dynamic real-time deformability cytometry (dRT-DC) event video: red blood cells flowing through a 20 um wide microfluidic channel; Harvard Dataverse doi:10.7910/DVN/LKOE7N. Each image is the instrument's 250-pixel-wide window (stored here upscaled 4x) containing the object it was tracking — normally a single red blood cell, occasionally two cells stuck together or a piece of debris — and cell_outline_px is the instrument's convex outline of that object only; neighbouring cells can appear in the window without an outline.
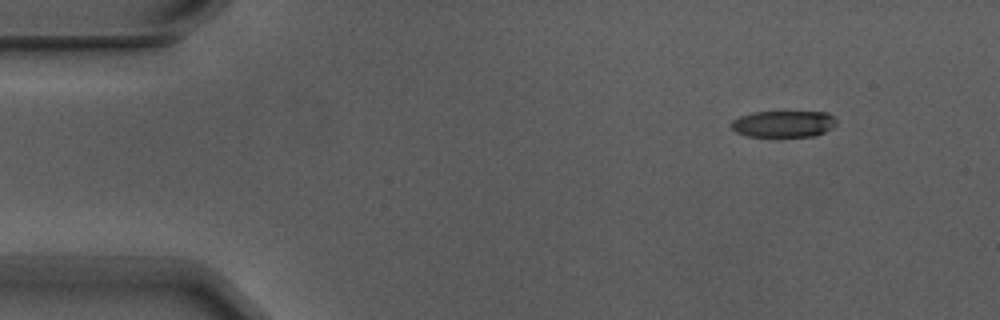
{"species": "Egyptian fruit bat (a non-hibernating species)", "species_latin": "Rousettus aegyptiacus", "temperature_condition": "warm", "stored_images_in_passage": 4, "camera_frame_rate_fps": 3000, "um_per_image_px": 0.085, "animal": {"sex": "male"}, "frame": {"image": 1, "passage_image": 2, "time_ms": 0.333, "image_size_px": [1000, 320], "cell_outline_px": [[836, 124], [832, 128], [816, 136], [748, 136], [736, 132], [732, 128], [732, 120], [740, 116], [752, 112], [828, 112], [836, 120]], "centroid_in_image_um": [66.61, 10.53], "position_along_channel_um": 18.4, "area_um2": 16.18}}